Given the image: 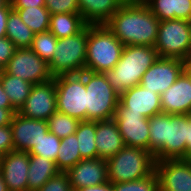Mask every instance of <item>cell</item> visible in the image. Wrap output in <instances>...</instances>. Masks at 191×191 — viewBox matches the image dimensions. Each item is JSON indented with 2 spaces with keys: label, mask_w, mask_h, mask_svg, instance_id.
Masks as SVG:
<instances>
[{
  "label": "cell",
  "mask_w": 191,
  "mask_h": 191,
  "mask_svg": "<svg viewBox=\"0 0 191 191\" xmlns=\"http://www.w3.org/2000/svg\"><path fill=\"white\" fill-rule=\"evenodd\" d=\"M60 142V138L48 131L28 153L29 155L42 156L56 163Z\"/></svg>",
  "instance_id": "4dcf8cb0"
},
{
  "label": "cell",
  "mask_w": 191,
  "mask_h": 191,
  "mask_svg": "<svg viewBox=\"0 0 191 191\" xmlns=\"http://www.w3.org/2000/svg\"><path fill=\"white\" fill-rule=\"evenodd\" d=\"M74 191H114V189H113V183L108 181L101 185L77 188Z\"/></svg>",
  "instance_id": "b9f144b4"
},
{
  "label": "cell",
  "mask_w": 191,
  "mask_h": 191,
  "mask_svg": "<svg viewBox=\"0 0 191 191\" xmlns=\"http://www.w3.org/2000/svg\"><path fill=\"white\" fill-rule=\"evenodd\" d=\"M0 191H9L6 183L4 182V178L1 171H0Z\"/></svg>",
  "instance_id": "f6af8a7d"
},
{
  "label": "cell",
  "mask_w": 191,
  "mask_h": 191,
  "mask_svg": "<svg viewBox=\"0 0 191 191\" xmlns=\"http://www.w3.org/2000/svg\"><path fill=\"white\" fill-rule=\"evenodd\" d=\"M186 61L191 65V50Z\"/></svg>",
  "instance_id": "7dc6e473"
},
{
  "label": "cell",
  "mask_w": 191,
  "mask_h": 191,
  "mask_svg": "<svg viewBox=\"0 0 191 191\" xmlns=\"http://www.w3.org/2000/svg\"><path fill=\"white\" fill-rule=\"evenodd\" d=\"M107 161L108 178L111 183L135 181L155 171L154 155L138 147L124 146Z\"/></svg>",
  "instance_id": "5b68a950"
},
{
  "label": "cell",
  "mask_w": 191,
  "mask_h": 191,
  "mask_svg": "<svg viewBox=\"0 0 191 191\" xmlns=\"http://www.w3.org/2000/svg\"><path fill=\"white\" fill-rule=\"evenodd\" d=\"M18 12L23 23L35 34L49 31L51 14L46 7L14 9Z\"/></svg>",
  "instance_id": "83f0119b"
},
{
  "label": "cell",
  "mask_w": 191,
  "mask_h": 191,
  "mask_svg": "<svg viewBox=\"0 0 191 191\" xmlns=\"http://www.w3.org/2000/svg\"><path fill=\"white\" fill-rule=\"evenodd\" d=\"M159 22L144 2L127 0L105 25L124 46L154 47Z\"/></svg>",
  "instance_id": "6da1fadb"
},
{
  "label": "cell",
  "mask_w": 191,
  "mask_h": 191,
  "mask_svg": "<svg viewBox=\"0 0 191 191\" xmlns=\"http://www.w3.org/2000/svg\"><path fill=\"white\" fill-rule=\"evenodd\" d=\"M4 92L7 94L12 107L18 112L30 95L33 84L3 71L0 77Z\"/></svg>",
  "instance_id": "cb8c5ba5"
},
{
  "label": "cell",
  "mask_w": 191,
  "mask_h": 191,
  "mask_svg": "<svg viewBox=\"0 0 191 191\" xmlns=\"http://www.w3.org/2000/svg\"><path fill=\"white\" fill-rule=\"evenodd\" d=\"M6 2L7 0H0V7H2Z\"/></svg>",
  "instance_id": "c3c4849f"
},
{
  "label": "cell",
  "mask_w": 191,
  "mask_h": 191,
  "mask_svg": "<svg viewBox=\"0 0 191 191\" xmlns=\"http://www.w3.org/2000/svg\"><path fill=\"white\" fill-rule=\"evenodd\" d=\"M0 171L9 191H28V152L14 150L2 156Z\"/></svg>",
  "instance_id": "2e32d148"
},
{
  "label": "cell",
  "mask_w": 191,
  "mask_h": 191,
  "mask_svg": "<svg viewBox=\"0 0 191 191\" xmlns=\"http://www.w3.org/2000/svg\"><path fill=\"white\" fill-rule=\"evenodd\" d=\"M45 7L51 15L63 13L79 14L78 0H45Z\"/></svg>",
  "instance_id": "836d02e7"
},
{
  "label": "cell",
  "mask_w": 191,
  "mask_h": 191,
  "mask_svg": "<svg viewBox=\"0 0 191 191\" xmlns=\"http://www.w3.org/2000/svg\"><path fill=\"white\" fill-rule=\"evenodd\" d=\"M159 191H191V161L167 159L156 161Z\"/></svg>",
  "instance_id": "5bb4252c"
},
{
  "label": "cell",
  "mask_w": 191,
  "mask_h": 191,
  "mask_svg": "<svg viewBox=\"0 0 191 191\" xmlns=\"http://www.w3.org/2000/svg\"><path fill=\"white\" fill-rule=\"evenodd\" d=\"M17 48L7 37L0 38V65L4 68Z\"/></svg>",
  "instance_id": "8d00e7d4"
},
{
  "label": "cell",
  "mask_w": 191,
  "mask_h": 191,
  "mask_svg": "<svg viewBox=\"0 0 191 191\" xmlns=\"http://www.w3.org/2000/svg\"><path fill=\"white\" fill-rule=\"evenodd\" d=\"M16 112L14 108H0V126L10 125Z\"/></svg>",
  "instance_id": "60d3db41"
},
{
  "label": "cell",
  "mask_w": 191,
  "mask_h": 191,
  "mask_svg": "<svg viewBox=\"0 0 191 191\" xmlns=\"http://www.w3.org/2000/svg\"><path fill=\"white\" fill-rule=\"evenodd\" d=\"M6 37L17 49L30 48L35 33L23 23L18 12L12 9L7 19Z\"/></svg>",
  "instance_id": "d4e9b609"
},
{
  "label": "cell",
  "mask_w": 191,
  "mask_h": 191,
  "mask_svg": "<svg viewBox=\"0 0 191 191\" xmlns=\"http://www.w3.org/2000/svg\"><path fill=\"white\" fill-rule=\"evenodd\" d=\"M159 58L152 46L127 45L123 47L118 63L112 70L103 72L108 83L121 95L138 85L143 74Z\"/></svg>",
  "instance_id": "3957f363"
},
{
  "label": "cell",
  "mask_w": 191,
  "mask_h": 191,
  "mask_svg": "<svg viewBox=\"0 0 191 191\" xmlns=\"http://www.w3.org/2000/svg\"><path fill=\"white\" fill-rule=\"evenodd\" d=\"M87 25L80 14H53L50 16L49 31L57 39H62L76 35Z\"/></svg>",
  "instance_id": "603a6c76"
},
{
  "label": "cell",
  "mask_w": 191,
  "mask_h": 191,
  "mask_svg": "<svg viewBox=\"0 0 191 191\" xmlns=\"http://www.w3.org/2000/svg\"><path fill=\"white\" fill-rule=\"evenodd\" d=\"M80 120L56 111L47 120L48 130L62 139L76 132Z\"/></svg>",
  "instance_id": "f1b7e54d"
},
{
  "label": "cell",
  "mask_w": 191,
  "mask_h": 191,
  "mask_svg": "<svg viewBox=\"0 0 191 191\" xmlns=\"http://www.w3.org/2000/svg\"><path fill=\"white\" fill-rule=\"evenodd\" d=\"M114 121L125 146L149 151V119L141 113L129 112L120 102L117 104Z\"/></svg>",
  "instance_id": "8fae6325"
},
{
  "label": "cell",
  "mask_w": 191,
  "mask_h": 191,
  "mask_svg": "<svg viewBox=\"0 0 191 191\" xmlns=\"http://www.w3.org/2000/svg\"><path fill=\"white\" fill-rule=\"evenodd\" d=\"M186 144V158L184 160L191 161V115H189V133Z\"/></svg>",
  "instance_id": "ee69618b"
},
{
  "label": "cell",
  "mask_w": 191,
  "mask_h": 191,
  "mask_svg": "<svg viewBox=\"0 0 191 191\" xmlns=\"http://www.w3.org/2000/svg\"><path fill=\"white\" fill-rule=\"evenodd\" d=\"M149 152L156 161L186 158L189 115L159 113L149 118Z\"/></svg>",
  "instance_id": "7a4b0ae2"
},
{
  "label": "cell",
  "mask_w": 191,
  "mask_h": 191,
  "mask_svg": "<svg viewBox=\"0 0 191 191\" xmlns=\"http://www.w3.org/2000/svg\"><path fill=\"white\" fill-rule=\"evenodd\" d=\"M58 172L55 162L50 159L29 155L28 191H37Z\"/></svg>",
  "instance_id": "7402d4cb"
},
{
  "label": "cell",
  "mask_w": 191,
  "mask_h": 191,
  "mask_svg": "<svg viewBox=\"0 0 191 191\" xmlns=\"http://www.w3.org/2000/svg\"><path fill=\"white\" fill-rule=\"evenodd\" d=\"M95 142L97 156L104 160H108L125 146L114 119L96 121Z\"/></svg>",
  "instance_id": "ffe728a7"
},
{
  "label": "cell",
  "mask_w": 191,
  "mask_h": 191,
  "mask_svg": "<svg viewBox=\"0 0 191 191\" xmlns=\"http://www.w3.org/2000/svg\"><path fill=\"white\" fill-rule=\"evenodd\" d=\"M10 126L16 151L29 152L49 131L47 121L27 118L18 112L14 114Z\"/></svg>",
  "instance_id": "9a60e30c"
},
{
  "label": "cell",
  "mask_w": 191,
  "mask_h": 191,
  "mask_svg": "<svg viewBox=\"0 0 191 191\" xmlns=\"http://www.w3.org/2000/svg\"><path fill=\"white\" fill-rule=\"evenodd\" d=\"M0 108H13L0 81Z\"/></svg>",
  "instance_id": "7bdbcfd3"
},
{
  "label": "cell",
  "mask_w": 191,
  "mask_h": 191,
  "mask_svg": "<svg viewBox=\"0 0 191 191\" xmlns=\"http://www.w3.org/2000/svg\"><path fill=\"white\" fill-rule=\"evenodd\" d=\"M4 68L0 65V77L2 76Z\"/></svg>",
  "instance_id": "681fc988"
},
{
  "label": "cell",
  "mask_w": 191,
  "mask_h": 191,
  "mask_svg": "<svg viewBox=\"0 0 191 191\" xmlns=\"http://www.w3.org/2000/svg\"><path fill=\"white\" fill-rule=\"evenodd\" d=\"M124 45L103 25H89L85 70L103 73L120 60Z\"/></svg>",
  "instance_id": "277c9868"
},
{
  "label": "cell",
  "mask_w": 191,
  "mask_h": 191,
  "mask_svg": "<svg viewBox=\"0 0 191 191\" xmlns=\"http://www.w3.org/2000/svg\"><path fill=\"white\" fill-rule=\"evenodd\" d=\"M126 1L78 0L79 14L88 25H103Z\"/></svg>",
  "instance_id": "44dd1931"
},
{
  "label": "cell",
  "mask_w": 191,
  "mask_h": 191,
  "mask_svg": "<svg viewBox=\"0 0 191 191\" xmlns=\"http://www.w3.org/2000/svg\"><path fill=\"white\" fill-rule=\"evenodd\" d=\"M56 83V109L80 121H86V87L84 71L80 74L54 77Z\"/></svg>",
  "instance_id": "9c48e42d"
},
{
  "label": "cell",
  "mask_w": 191,
  "mask_h": 191,
  "mask_svg": "<svg viewBox=\"0 0 191 191\" xmlns=\"http://www.w3.org/2000/svg\"><path fill=\"white\" fill-rule=\"evenodd\" d=\"M12 9V4L8 1L0 7V38L6 37L7 19Z\"/></svg>",
  "instance_id": "f35d334b"
},
{
  "label": "cell",
  "mask_w": 191,
  "mask_h": 191,
  "mask_svg": "<svg viewBox=\"0 0 191 191\" xmlns=\"http://www.w3.org/2000/svg\"><path fill=\"white\" fill-rule=\"evenodd\" d=\"M66 173L73 191L109 181L107 161L100 158L82 159Z\"/></svg>",
  "instance_id": "e0dca14e"
},
{
  "label": "cell",
  "mask_w": 191,
  "mask_h": 191,
  "mask_svg": "<svg viewBox=\"0 0 191 191\" xmlns=\"http://www.w3.org/2000/svg\"><path fill=\"white\" fill-rule=\"evenodd\" d=\"M174 19L191 22V0H174Z\"/></svg>",
  "instance_id": "74e56055"
},
{
  "label": "cell",
  "mask_w": 191,
  "mask_h": 191,
  "mask_svg": "<svg viewBox=\"0 0 191 191\" xmlns=\"http://www.w3.org/2000/svg\"><path fill=\"white\" fill-rule=\"evenodd\" d=\"M78 140V148L82 159H95L96 149V121H80L75 132Z\"/></svg>",
  "instance_id": "4316f807"
},
{
  "label": "cell",
  "mask_w": 191,
  "mask_h": 191,
  "mask_svg": "<svg viewBox=\"0 0 191 191\" xmlns=\"http://www.w3.org/2000/svg\"><path fill=\"white\" fill-rule=\"evenodd\" d=\"M144 3L159 21L174 19V0H146Z\"/></svg>",
  "instance_id": "d6a6232c"
},
{
  "label": "cell",
  "mask_w": 191,
  "mask_h": 191,
  "mask_svg": "<svg viewBox=\"0 0 191 191\" xmlns=\"http://www.w3.org/2000/svg\"><path fill=\"white\" fill-rule=\"evenodd\" d=\"M89 25L74 36L57 40L53 59L48 63L53 77L80 74L85 70Z\"/></svg>",
  "instance_id": "52a82bcc"
},
{
  "label": "cell",
  "mask_w": 191,
  "mask_h": 191,
  "mask_svg": "<svg viewBox=\"0 0 191 191\" xmlns=\"http://www.w3.org/2000/svg\"><path fill=\"white\" fill-rule=\"evenodd\" d=\"M154 48L159 57L186 60L191 50V22L181 19L160 21Z\"/></svg>",
  "instance_id": "ba28073f"
},
{
  "label": "cell",
  "mask_w": 191,
  "mask_h": 191,
  "mask_svg": "<svg viewBox=\"0 0 191 191\" xmlns=\"http://www.w3.org/2000/svg\"><path fill=\"white\" fill-rule=\"evenodd\" d=\"M10 151H14L11 126H0V156L2 157Z\"/></svg>",
  "instance_id": "d590c367"
},
{
  "label": "cell",
  "mask_w": 191,
  "mask_h": 191,
  "mask_svg": "<svg viewBox=\"0 0 191 191\" xmlns=\"http://www.w3.org/2000/svg\"><path fill=\"white\" fill-rule=\"evenodd\" d=\"M184 71L191 78V65L186 60H184Z\"/></svg>",
  "instance_id": "bcb514c9"
},
{
  "label": "cell",
  "mask_w": 191,
  "mask_h": 191,
  "mask_svg": "<svg viewBox=\"0 0 191 191\" xmlns=\"http://www.w3.org/2000/svg\"><path fill=\"white\" fill-rule=\"evenodd\" d=\"M32 7H45V0H15L12 3L13 9H26Z\"/></svg>",
  "instance_id": "ab89813d"
},
{
  "label": "cell",
  "mask_w": 191,
  "mask_h": 191,
  "mask_svg": "<svg viewBox=\"0 0 191 191\" xmlns=\"http://www.w3.org/2000/svg\"><path fill=\"white\" fill-rule=\"evenodd\" d=\"M119 102L129 112L141 113L145 118H150L162 113L160 95L155 91L144 88L138 84L129 88L120 95Z\"/></svg>",
  "instance_id": "d6986e66"
},
{
  "label": "cell",
  "mask_w": 191,
  "mask_h": 191,
  "mask_svg": "<svg viewBox=\"0 0 191 191\" xmlns=\"http://www.w3.org/2000/svg\"><path fill=\"white\" fill-rule=\"evenodd\" d=\"M162 113L191 115V78L185 71L160 95Z\"/></svg>",
  "instance_id": "ac0fdd59"
},
{
  "label": "cell",
  "mask_w": 191,
  "mask_h": 191,
  "mask_svg": "<svg viewBox=\"0 0 191 191\" xmlns=\"http://www.w3.org/2000/svg\"><path fill=\"white\" fill-rule=\"evenodd\" d=\"M57 40L50 31L37 33L33 38L30 49L42 60L49 63L53 59Z\"/></svg>",
  "instance_id": "f546056e"
},
{
  "label": "cell",
  "mask_w": 191,
  "mask_h": 191,
  "mask_svg": "<svg viewBox=\"0 0 191 191\" xmlns=\"http://www.w3.org/2000/svg\"><path fill=\"white\" fill-rule=\"evenodd\" d=\"M37 191H72L66 172H58Z\"/></svg>",
  "instance_id": "e575fe53"
},
{
  "label": "cell",
  "mask_w": 191,
  "mask_h": 191,
  "mask_svg": "<svg viewBox=\"0 0 191 191\" xmlns=\"http://www.w3.org/2000/svg\"><path fill=\"white\" fill-rule=\"evenodd\" d=\"M4 71L32 84L47 82L54 78L50 73L49 64L30 48L16 49Z\"/></svg>",
  "instance_id": "30bf717a"
},
{
  "label": "cell",
  "mask_w": 191,
  "mask_h": 191,
  "mask_svg": "<svg viewBox=\"0 0 191 191\" xmlns=\"http://www.w3.org/2000/svg\"><path fill=\"white\" fill-rule=\"evenodd\" d=\"M81 160L76 134L62 138L55 163L58 171L67 172Z\"/></svg>",
  "instance_id": "484cf974"
},
{
  "label": "cell",
  "mask_w": 191,
  "mask_h": 191,
  "mask_svg": "<svg viewBox=\"0 0 191 191\" xmlns=\"http://www.w3.org/2000/svg\"><path fill=\"white\" fill-rule=\"evenodd\" d=\"M8 2H10L11 4L15 1V0H7Z\"/></svg>",
  "instance_id": "816d5d0a"
},
{
  "label": "cell",
  "mask_w": 191,
  "mask_h": 191,
  "mask_svg": "<svg viewBox=\"0 0 191 191\" xmlns=\"http://www.w3.org/2000/svg\"><path fill=\"white\" fill-rule=\"evenodd\" d=\"M86 87V121H108L114 118L120 95L103 73L84 70Z\"/></svg>",
  "instance_id": "8992f818"
},
{
  "label": "cell",
  "mask_w": 191,
  "mask_h": 191,
  "mask_svg": "<svg viewBox=\"0 0 191 191\" xmlns=\"http://www.w3.org/2000/svg\"><path fill=\"white\" fill-rule=\"evenodd\" d=\"M114 191H159V182L155 171L149 176L128 182L113 183Z\"/></svg>",
  "instance_id": "1f68e13d"
},
{
  "label": "cell",
  "mask_w": 191,
  "mask_h": 191,
  "mask_svg": "<svg viewBox=\"0 0 191 191\" xmlns=\"http://www.w3.org/2000/svg\"><path fill=\"white\" fill-rule=\"evenodd\" d=\"M129 1H134V2H145L146 0H129Z\"/></svg>",
  "instance_id": "f907efd6"
},
{
  "label": "cell",
  "mask_w": 191,
  "mask_h": 191,
  "mask_svg": "<svg viewBox=\"0 0 191 191\" xmlns=\"http://www.w3.org/2000/svg\"><path fill=\"white\" fill-rule=\"evenodd\" d=\"M184 71V60L159 57L143 74L140 85L161 95Z\"/></svg>",
  "instance_id": "4fadbf2b"
},
{
  "label": "cell",
  "mask_w": 191,
  "mask_h": 191,
  "mask_svg": "<svg viewBox=\"0 0 191 191\" xmlns=\"http://www.w3.org/2000/svg\"><path fill=\"white\" fill-rule=\"evenodd\" d=\"M57 111L55 79L33 84L30 95L18 111L24 117L45 120Z\"/></svg>",
  "instance_id": "7c38bea8"
}]
</instances>
